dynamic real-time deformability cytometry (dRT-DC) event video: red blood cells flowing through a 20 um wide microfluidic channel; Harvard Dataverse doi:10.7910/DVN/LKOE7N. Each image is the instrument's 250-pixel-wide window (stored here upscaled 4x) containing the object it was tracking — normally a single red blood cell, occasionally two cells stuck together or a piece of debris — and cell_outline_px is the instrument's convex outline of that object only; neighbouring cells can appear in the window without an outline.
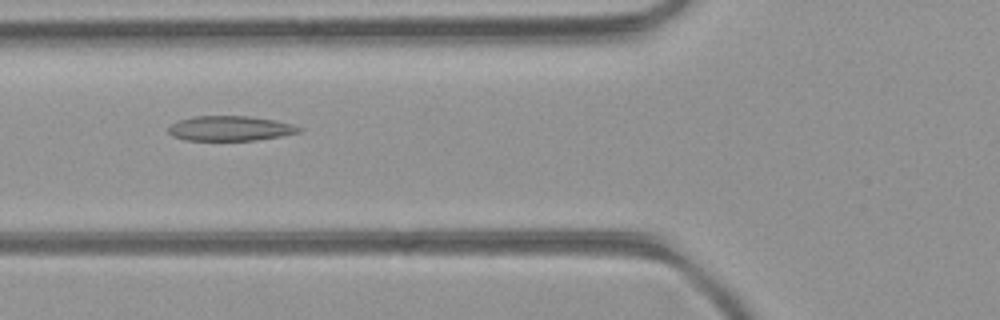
{"species": "common noctule bat (a hibernating species)", "species_latin": "Nyctalus noctula", "temperature_condition": "room temperature", "stored_images_in_passage": 50, "camera_frame_rate_fps": 3000, "um_per_image_px": 0.085, "animal": {"sex": "female", "body_mass_g": 21.9}, "frame": {"image": 1, "passage_image": 19, "time_ms": 6.0, "image_size_px": [1000, 320], "cell_outline_px": [[300, 132], [280, 136], [256, 140], [184, 140], [172, 136], [168, 132], [168, 128], [172, 124], [180, 120], [192, 116], [248, 116], [276, 120], [292, 124], [300, 128]], "centroid_in_image_um": [19.54, 10.91], "position_along_channel_um": 106.3, "area_um2": 18.84}}
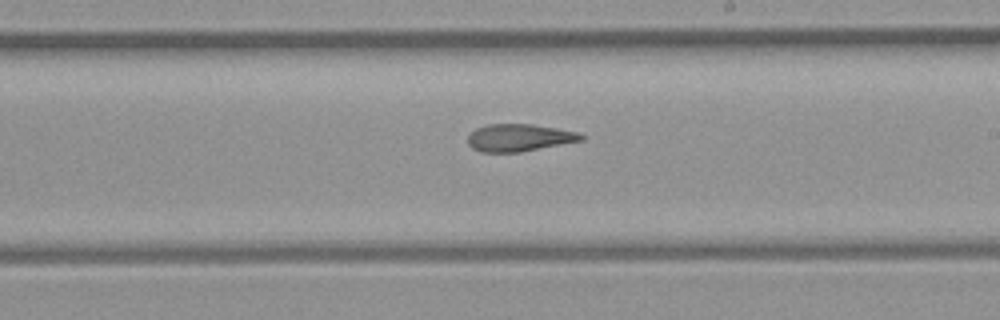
{"frame": {"image": 2, "passage_image": 29, "time_ms": 9.333, "image_size_px": [1000, 320], "cell_outline_px": [[588, 136], [584, 140], [520, 152], [480, 152], [472, 148], [468, 144], [468, 136], [476, 128], [488, 124], [532, 124], [580, 132]], "centroid_in_image_um": [44.17, 11.7], "position_along_channel_um": 244.8, "area_um2": 18.21}}
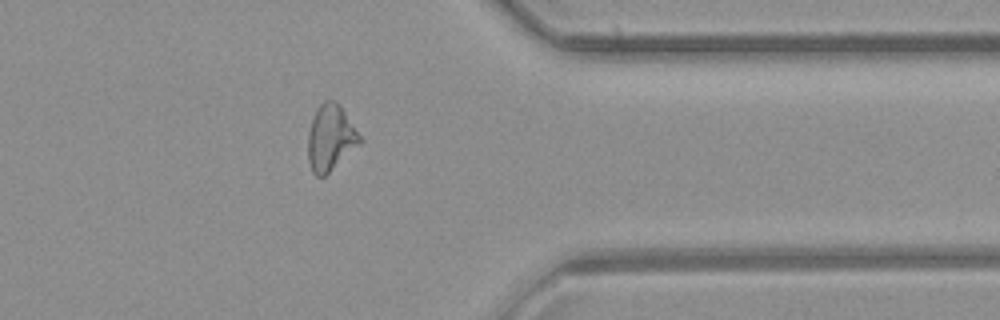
{"frame": {"image": 3, "passage_image": 40, "time_ms": 13.0, "image_size_px": [1000, 320], "cell_outline_px": [[360, 144], [324, 176], [316, 176], [312, 172], [308, 160], [308, 136], [312, 120], [316, 108], [324, 100], [336, 100], [340, 104], [360, 136]], "centroid_in_image_um": [28.07, 11.69], "position_along_channel_um": 383.3, "area_um2": 19.65}, "authors_computed_cell_mechanics": {"area_um2": 19.8543, "velocity_mm_per_s": 4.1458, "shape_relaxation_time_tau1_ms": null, "shape_relaxation_time_tau2_ms": 4.7117, "deformation_change_tau1": null, "deformation_change_tau2": 0.1493}}